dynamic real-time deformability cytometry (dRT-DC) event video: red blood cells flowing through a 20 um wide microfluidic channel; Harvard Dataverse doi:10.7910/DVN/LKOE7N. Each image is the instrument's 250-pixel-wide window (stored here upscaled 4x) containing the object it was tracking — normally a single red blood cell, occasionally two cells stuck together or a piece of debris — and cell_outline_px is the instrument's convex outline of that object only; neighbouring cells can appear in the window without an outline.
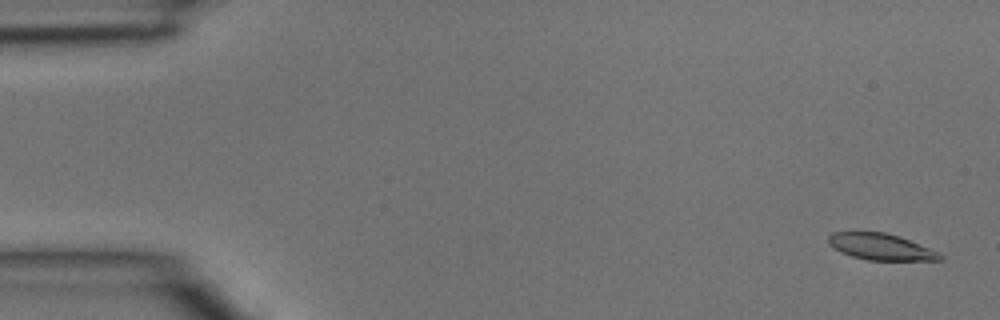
{"species": "common noctule bat (a hibernating species)", "species_latin": "Nyctalus noctula", "temperature_condition": "room temperature", "stored_images_in_passage": 4, "camera_frame_rate_fps": 3000, "um_per_image_px": 0.085, "animal": {"sex": "male", "body_mass_g": 15.6}, "frame": {"image": 1, "passage_image": 1, "time_ms": 0.0, "image_size_px": [1000, 320], "cell_outline_px": [[944, 260], [868, 260], [852, 256], [840, 252], [828, 244], [828, 236], [832, 232], [884, 232], [900, 236], [940, 252], [944, 256]], "centroid_in_image_um": [74.89, 20.98], "position_along_channel_um": 10.1, "area_um2": 17.28}}
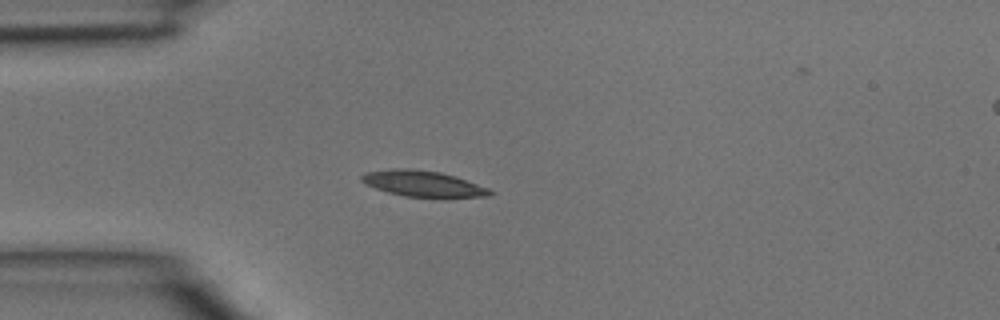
{"frame": {"image": 2, "passage_image": 3, "time_ms": 0.667, "image_size_px": [1000, 320], "cell_outline_px": [[492, 196], [404, 196], [388, 192], [364, 184], [360, 180], [360, 176], [364, 172], [392, 168], [412, 168], [440, 172], [456, 176], [488, 188], [492, 192]], "centroid_in_image_um": [35.87, 15.58], "position_along_channel_um": 49.1, "area_um2": 19.13}}